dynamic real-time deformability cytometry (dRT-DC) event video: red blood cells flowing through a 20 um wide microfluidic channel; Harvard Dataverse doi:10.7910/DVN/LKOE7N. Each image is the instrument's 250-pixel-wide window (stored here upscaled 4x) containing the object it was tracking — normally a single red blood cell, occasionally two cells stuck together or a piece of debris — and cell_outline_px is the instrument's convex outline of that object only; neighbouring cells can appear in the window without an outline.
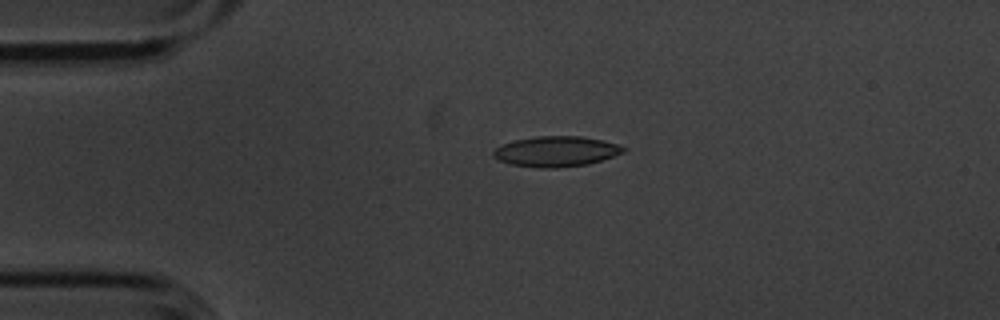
{"species": "common noctule bat (a hibernating species)", "species_latin": "Nyctalus noctula", "temperature_condition": "cold", "stored_images_in_passage": 4, "camera_frame_rate_fps": 3000, "um_per_image_px": 0.085, "animal": {"sex": "male", "body_mass_g": 20.1, "forearm_length_mm": 53.5}, "frame": {"image": 1, "passage_image": 4, "time_ms": 1.0, "image_size_px": [1000, 320], "cell_outline_px": [[628, 148], [624, 152], [588, 164], [556, 168], [536, 168], [508, 164], [492, 156], [492, 152], [496, 148], [504, 144], [516, 140], [536, 136], [580, 136], [600, 140], [616, 144]], "centroid_in_image_um": [47.24, 12.88], "position_along_channel_um": 37.8, "area_um2": 22.89}}